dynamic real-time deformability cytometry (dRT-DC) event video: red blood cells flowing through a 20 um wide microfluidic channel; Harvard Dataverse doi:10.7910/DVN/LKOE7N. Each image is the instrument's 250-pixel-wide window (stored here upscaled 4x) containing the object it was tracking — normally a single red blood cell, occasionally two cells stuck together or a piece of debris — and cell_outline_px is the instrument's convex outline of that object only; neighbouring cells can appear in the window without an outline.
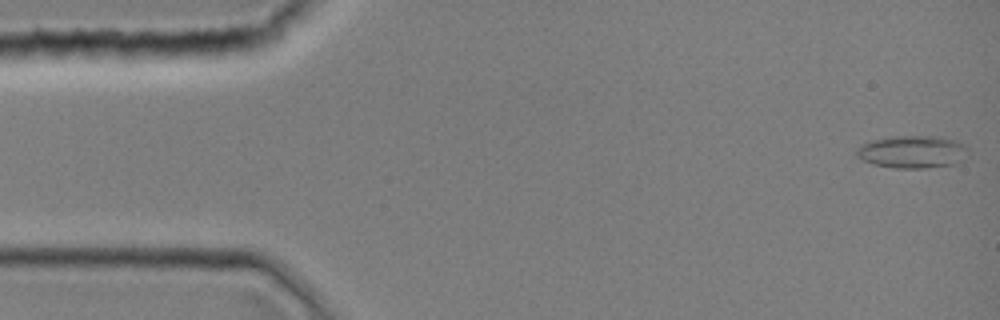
{"species": "common noctule bat (a hibernating species)", "species_latin": "Nyctalus noctula", "temperature_condition": "room temperature", "stored_images_in_passage": 43, "camera_frame_rate_fps": 3000, "um_per_image_px": 0.085, "animal": {"sex": "female", "body_mass_g": 19.0, "forearm_length_mm": 51.5}, "frame": {"image": 1, "passage_image": 1, "time_ms": 0.0, "image_size_px": [1000, 320], "cell_outline_px": [[968, 156], [964, 160], [956, 164], [924, 168], [896, 168], [872, 164], [860, 160], [856, 156], [856, 148], [872, 140], [896, 136], [936, 136], [956, 140], [964, 144], [968, 148]], "centroid_in_image_um": [77.59, 12.91], "position_along_channel_um": 7.4, "area_um2": 21.44}}
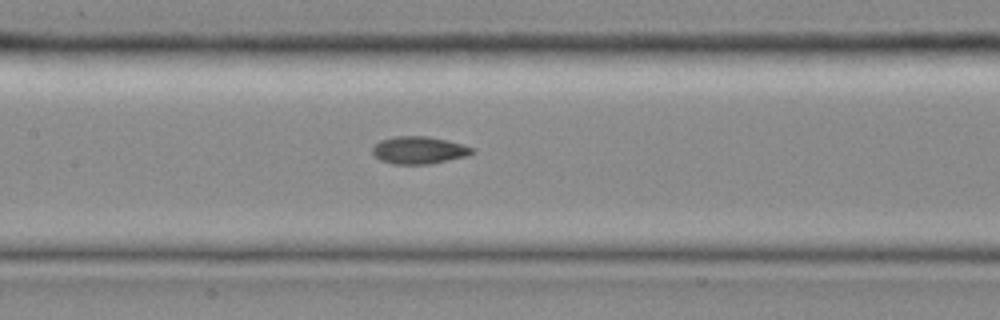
{"frame": {"image": 2, "passage_image": 20, "time_ms": 6.333, "image_size_px": [1000, 320], "cell_outline_px": [[476, 152], [468, 156], [428, 164], [392, 164], [380, 160], [372, 152], [372, 148], [380, 140], [396, 136], [428, 136], [448, 140], [464, 144], [476, 148]], "centroid_in_image_um": [35.67, 12.76], "position_along_channel_um": 171.7, "area_um2": 16.13}}
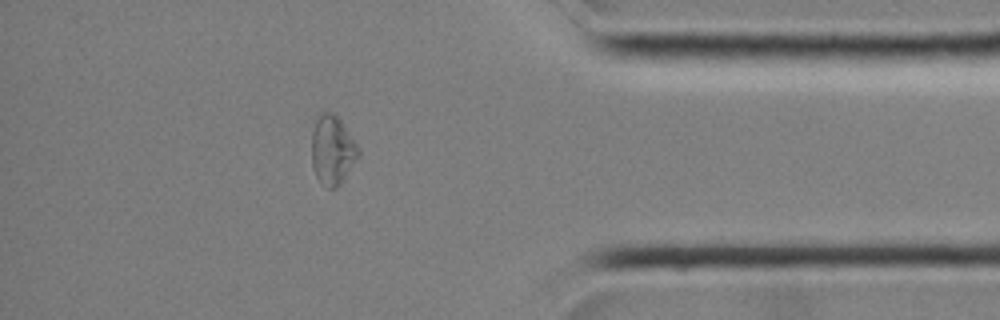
{"frame": {"image": 3, "passage_image": 37, "time_ms": 12.0, "image_size_px": [1000, 320], "cell_outline_px": [[360, 156], [340, 184], [336, 188], [328, 188], [316, 176], [312, 168], [312, 132], [316, 120], [320, 112], [332, 112], [340, 120], [360, 148]], "centroid_in_image_um": [28.27, 12.76], "position_along_channel_um": 406.9, "area_um2": 18.79}}